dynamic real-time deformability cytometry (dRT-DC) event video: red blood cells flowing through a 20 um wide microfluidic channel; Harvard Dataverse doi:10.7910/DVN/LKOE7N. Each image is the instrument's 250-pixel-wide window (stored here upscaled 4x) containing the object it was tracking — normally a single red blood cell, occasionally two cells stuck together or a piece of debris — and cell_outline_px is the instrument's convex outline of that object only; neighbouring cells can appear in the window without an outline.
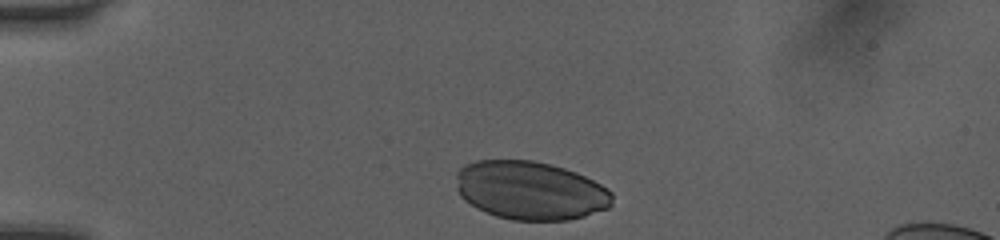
{"species": "human", "species_latin": "Homo sapiens", "temperature_condition": "room temperature", "stored_images_in_passage": 31, "camera_frame_rate_fps": 3000, "um_per_image_px": 0.085, "donor": {"sex": "female"}, "frame": {"image": 1, "passage_image": 1, "time_ms": 0.0, "image_size_px": [1000, 240], "cell_outline_px": [[612, 204], [608, 208], [584, 216], [568, 220], [512, 220], [496, 216], [476, 208], [464, 200], [460, 196], [456, 188], [456, 172], [464, 164], [476, 160], [532, 160], [564, 168], [576, 172], [608, 188], [612, 192]], "centroid_in_image_um": [45.05, 16.19], "position_along_channel_um": 40.0, "area_um2": 53.47}}
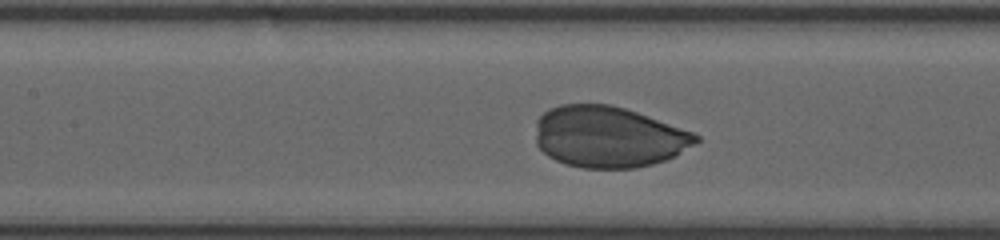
{"frame": {"image": 2, "passage_image": 13, "time_ms": 4.0, "image_size_px": [1000, 240], "cell_outline_px": [[700, 140], [696, 144], [664, 160], [652, 164], [636, 168], [584, 168], [568, 164], [556, 160], [548, 156], [536, 144], [536, 120], [548, 108], [560, 104], [612, 104], [648, 116], [692, 132], [700, 136]], "centroid_in_image_um": [51.69, 11.62], "position_along_channel_um": 155.7, "area_um2": 57.05}}
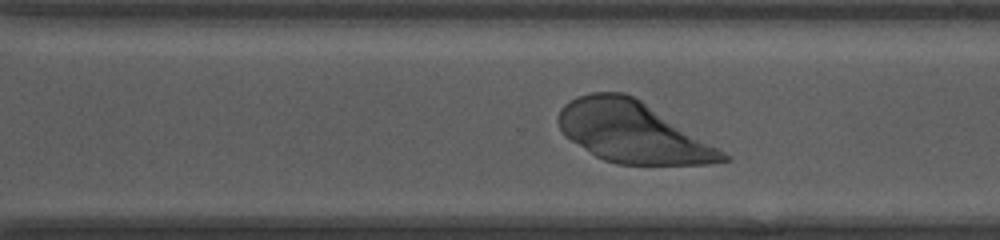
{"frame": {"image": 3, "passage_image": 25, "time_ms": 8.0, "image_size_px": [1000, 240], "cell_outline_px": [[732, 160], [708, 164], [616, 164], [604, 160], [596, 156], [564, 136], [556, 120], [560, 108], [564, 104], [576, 96], [592, 92], [624, 92], [640, 100], [732, 156]], "centroid_in_image_um": [53.74, 11.23], "position_along_channel_um": 316.9, "area_um2": 58.09}}